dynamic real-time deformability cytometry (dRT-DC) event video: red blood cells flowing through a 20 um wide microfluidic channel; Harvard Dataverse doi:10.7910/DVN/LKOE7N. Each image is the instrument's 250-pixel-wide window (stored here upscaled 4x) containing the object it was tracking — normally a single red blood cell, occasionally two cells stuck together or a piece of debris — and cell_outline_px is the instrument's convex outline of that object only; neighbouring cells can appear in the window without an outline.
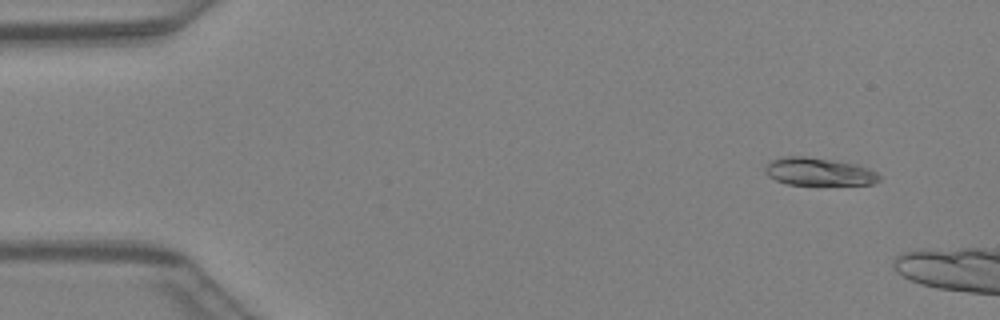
{"species": "Egyptian fruit bat (a non-hibernating species)", "species_latin": "Rousettus aegyptiacus", "temperature_condition": "warm", "stored_images_in_passage": 8, "camera_frame_rate_fps": 3000, "um_per_image_px": 0.085, "animal": {"sex": "female"}, "frame": {"image": 1, "passage_image": 4, "time_ms": 1.0, "image_size_px": [1000, 320], "cell_outline_px": [[880, 180], [872, 184], [788, 184], [776, 180], [768, 176], [764, 172], [764, 168], [772, 160], [780, 156], [804, 156], [832, 160], [856, 164], [868, 168], [876, 172], [880, 176]], "centroid_in_image_um": [69.57, 14.58], "position_along_channel_um": 15.4, "area_um2": 18.32}}